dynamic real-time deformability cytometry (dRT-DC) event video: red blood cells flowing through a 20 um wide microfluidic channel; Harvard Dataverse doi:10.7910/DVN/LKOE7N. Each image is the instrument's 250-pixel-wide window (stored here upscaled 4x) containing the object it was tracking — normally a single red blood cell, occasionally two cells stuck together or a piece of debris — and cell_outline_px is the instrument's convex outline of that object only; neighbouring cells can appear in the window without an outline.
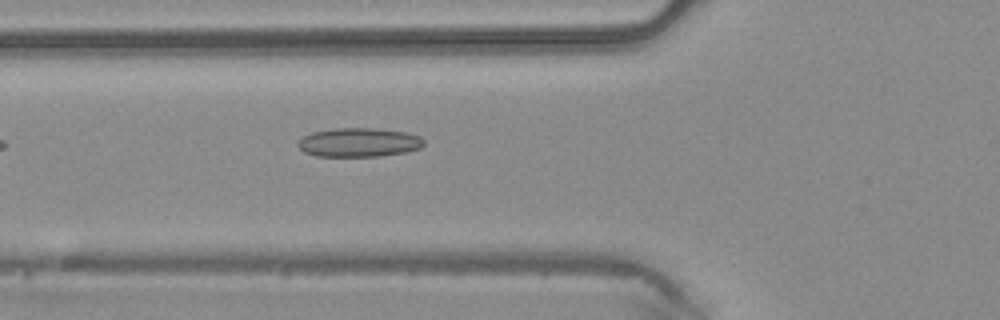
{"species": "common noctule bat (a hibernating species)", "species_latin": "Nyctalus noctula", "temperature_condition": "warm", "stored_images_in_passage": 19, "camera_frame_rate_fps": 3000, "um_per_image_px": 0.085, "animal": {"sex": "male", "body_mass_g": 20.4}, "frame": {"image": 1, "passage_image": 4, "time_ms": 1.0, "image_size_px": [1000, 320], "cell_outline_px": [[424, 144], [420, 148], [408, 152], [380, 156], [316, 156], [304, 152], [296, 144], [304, 136], [312, 132], [336, 128], [376, 128], [404, 132], [420, 136], [424, 140]], "centroid_in_image_um": [30.52, 12.11], "position_along_channel_um": 95.3, "area_um2": 21.27}}
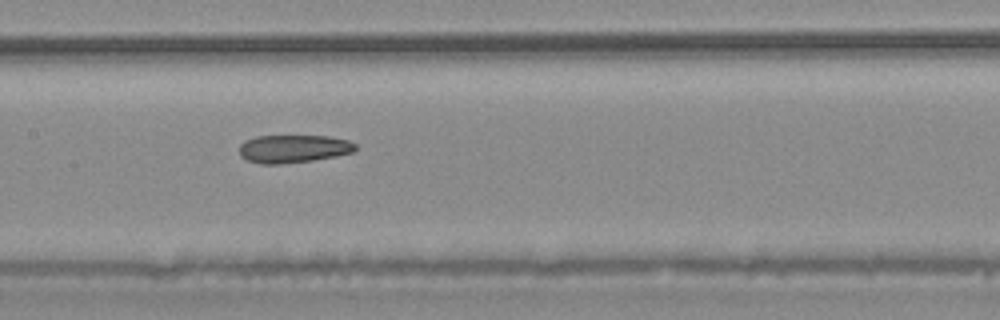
{"frame": {"image": 2, "passage_image": 10, "time_ms": 3.0, "image_size_px": [1000, 320], "cell_outline_px": [[356, 148], [352, 152], [336, 156], [312, 160], [280, 164], [260, 164], [248, 160], [240, 156], [240, 144], [244, 140], [256, 136], [328, 136], [348, 140], [356, 144]], "centroid_in_image_um": [24.91, 12.64], "position_along_channel_um": 182.5, "area_um2": 18.9}}
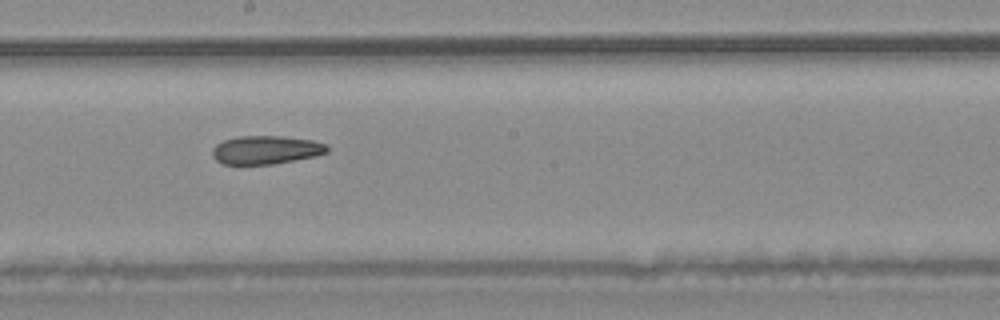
{"frame": {"image": 3, "passage_image": 13, "time_ms": 4.0, "image_size_px": [1000, 320], "cell_outline_px": [[328, 152], [316, 156], [272, 164], [224, 164], [216, 160], [212, 156], [212, 148], [216, 144], [224, 140], [236, 136], [284, 136], [312, 140], [324, 144], [328, 148]], "centroid_in_image_um": [22.58, 12.73], "position_along_channel_um": 225.6, "area_um2": 19.02}}